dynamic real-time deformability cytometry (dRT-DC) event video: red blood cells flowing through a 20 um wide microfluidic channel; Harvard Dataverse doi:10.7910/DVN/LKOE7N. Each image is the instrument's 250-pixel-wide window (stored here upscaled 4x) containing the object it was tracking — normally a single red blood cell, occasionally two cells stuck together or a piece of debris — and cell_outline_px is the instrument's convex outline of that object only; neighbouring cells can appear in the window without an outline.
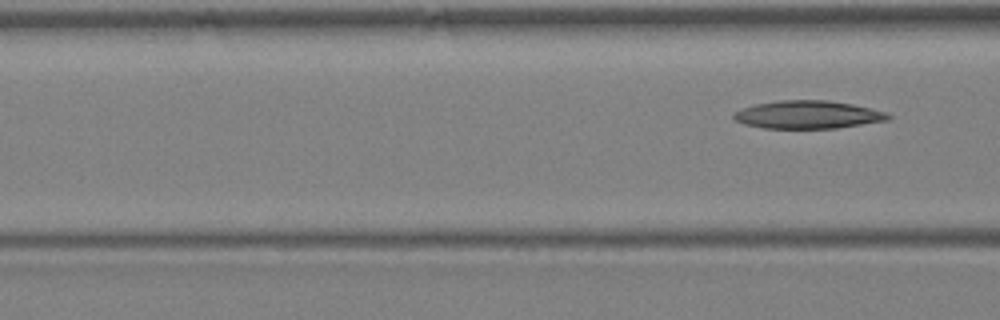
{"species": "Egyptian fruit bat (a non-hibernating species)", "species_latin": "Rousettus aegyptiacus", "temperature_condition": "warm", "stored_images_in_passage": 5, "segment_of_instrument_passage": [2, 2], "camera_frame_rate_fps": 3000, "um_per_image_px": 0.085, "animal": {"sex": "female"}, "frame": {"image": 1, "passage_image": 5, "time_ms": 5.0, "image_size_px": [1000, 320], "cell_outline_px": [[892, 116], [888, 120], [836, 128], [764, 128], [744, 124], [736, 120], [732, 116], [736, 112], [744, 108], [756, 104], [776, 100], [828, 100], [852, 104], [884, 112]], "centroid_in_image_um": [68.66, 9.74], "position_along_channel_um": 97.9, "area_um2": 24.85}}